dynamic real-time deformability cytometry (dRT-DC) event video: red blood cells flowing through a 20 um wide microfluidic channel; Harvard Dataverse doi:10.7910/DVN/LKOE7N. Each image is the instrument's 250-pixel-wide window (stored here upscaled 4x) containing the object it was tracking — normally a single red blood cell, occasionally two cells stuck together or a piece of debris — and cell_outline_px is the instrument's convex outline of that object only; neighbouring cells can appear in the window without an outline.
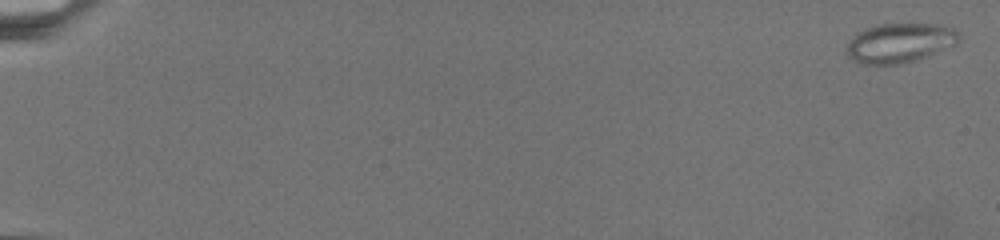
{"species": "common noctule bat (a hibernating species)", "species_latin": "Nyctalus noctula", "temperature_condition": "warm", "stored_images_in_passage": 50, "camera_frame_rate_fps": 3000, "um_per_image_px": 0.085, "animal": {"sex": "female", "body_mass_g": 19.5, "forearm_length_mm": 54.1}, "frame": {"image": 1, "passage_image": 1, "time_ms": 0.0, "image_size_px": [1000, 240], "cell_outline_px": [[960, 40], [956, 44], [928, 56], [916, 60], [900, 64], [864, 64], [852, 60], [844, 52], [848, 44], [860, 32], [868, 28], [880, 24], [940, 24], [956, 28], [960, 32]], "centroid_in_image_um": [76.54, 3.65], "position_along_channel_um": 8.5, "area_um2": 25.84}}
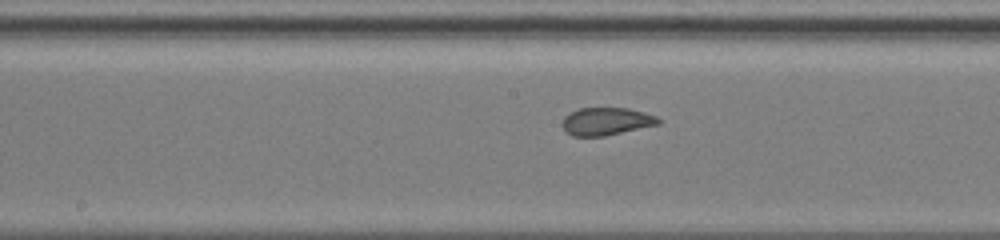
{"frame": {"image": 2, "passage_image": 30, "time_ms": 13.667, "image_size_px": [1000, 240], "cell_outline_px": [[660, 124], [604, 136], [572, 136], [560, 124], [564, 116], [568, 112], [580, 108], [628, 108], [644, 112], [656, 116], [660, 120]], "centroid_in_image_um": [51.51, 10.31], "position_along_channel_um": 196.7, "area_um2": 15.55}}
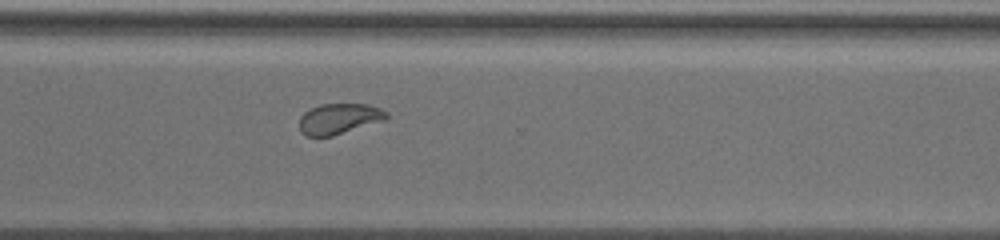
{"frame": {"image": 3, "passage_image": 49, "time_ms": 18.667, "image_size_px": [1000, 240], "cell_outline_px": [[388, 120], [332, 136], [304, 136], [300, 132], [300, 116], [304, 112], [320, 104], [368, 104], [380, 108], [388, 112]], "centroid_in_image_um": [28.86, 10.1], "position_along_channel_um": 341.7, "area_um2": 15.78}}